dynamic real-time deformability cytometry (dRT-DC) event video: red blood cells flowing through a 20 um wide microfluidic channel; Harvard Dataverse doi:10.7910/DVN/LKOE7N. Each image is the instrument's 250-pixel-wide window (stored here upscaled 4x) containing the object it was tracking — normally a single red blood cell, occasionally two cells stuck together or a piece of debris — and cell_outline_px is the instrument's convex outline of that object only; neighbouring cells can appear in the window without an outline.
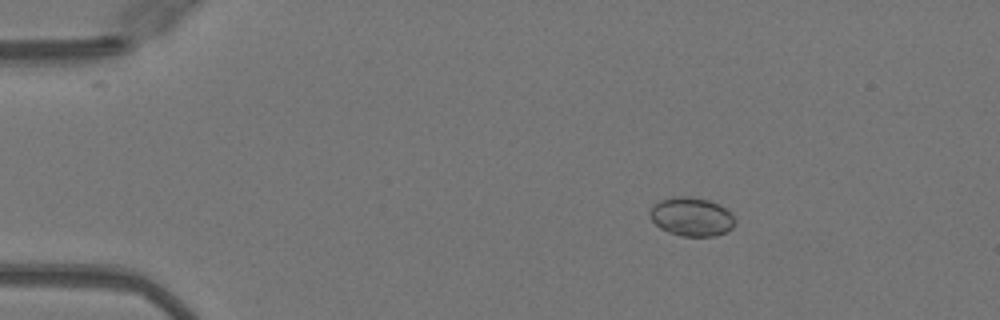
{"species": "Egyptian fruit bat (a non-hibernating species)", "species_latin": "Rousettus aegyptiacus", "temperature_condition": "warm", "stored_images_in_passage": 45, "camera_frame_rate_fps": 3000, "um_per_image_px": 0.085, "animal": {"sex": "female"}, "frame": {"image": 1, "passage_image": 8, "time_ms": 2.333, "image_size_px": [1000, 320], "cell_outline_px": [[736, 220], [732, 228], [716, 236], [680, 236], [668, 232], [660, 228], [648, 216], [648, 212], [652, 204], [660, 200], [672, 196], [688, 196], [708, 200], [720, 204]], "centroid_in_image_um": [58.73, 18.41], "position_along_channel_um": 26.3, "area_um2": 19.36}}
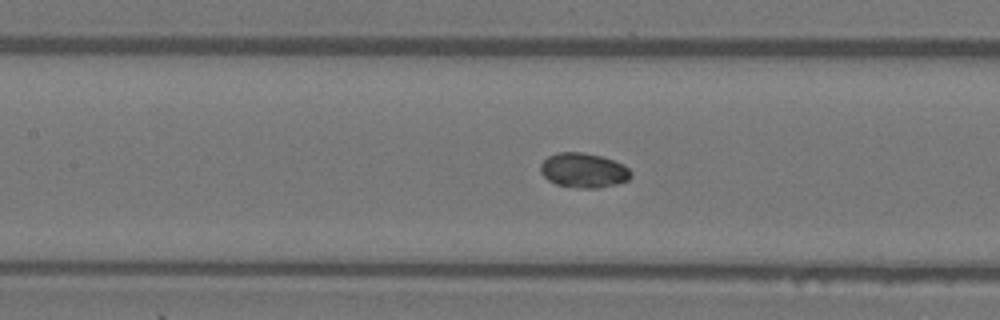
{"frame": {"image": 2, "passage_image": 23, "time_ms": 7.333, "image_size_px": [1000, 320], "cell_outline_px": [[632, 176], [628, 180], [616, 184], [600, 188], [576, 188], [556, 184], [548, 180], [540, 172], [540, 164], [548, 156], [560, 152], [584, 152], [600, 156], [624, 164], [632, 172]], "centroid_in_image_um": [49.61, 14.49], "position_along_channel_um": 157.8, "area_um2": 18.38}}
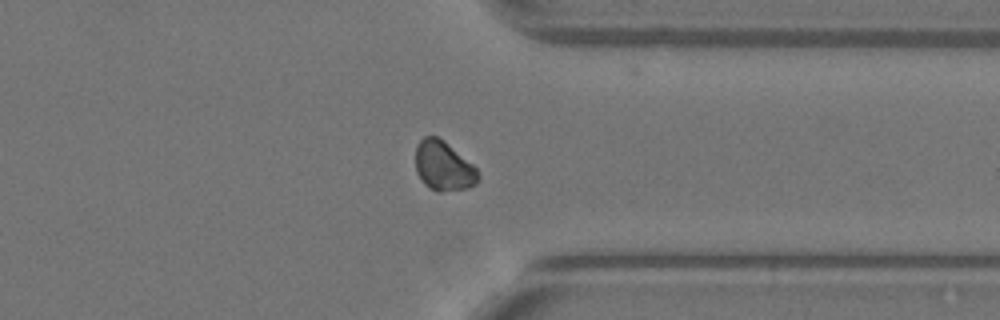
{"frame": {"image": 3, "passage_image": 39, "time_ms": 12.667, "image_size_px": [1000, 320], "cell_outline_px": [[480, 180], [476, 184], [468, 188], [440, 192], [436, 192], [424, 184], [416, 172], [416, 144], [424, 136], [436, 136], [444, 140], [472, 164], [476, 168], [480, 176]], "centroid_in_image_um": [37.7, 14.12], "position_along_channel_um": 373.7, "area_um2": 18.21}}